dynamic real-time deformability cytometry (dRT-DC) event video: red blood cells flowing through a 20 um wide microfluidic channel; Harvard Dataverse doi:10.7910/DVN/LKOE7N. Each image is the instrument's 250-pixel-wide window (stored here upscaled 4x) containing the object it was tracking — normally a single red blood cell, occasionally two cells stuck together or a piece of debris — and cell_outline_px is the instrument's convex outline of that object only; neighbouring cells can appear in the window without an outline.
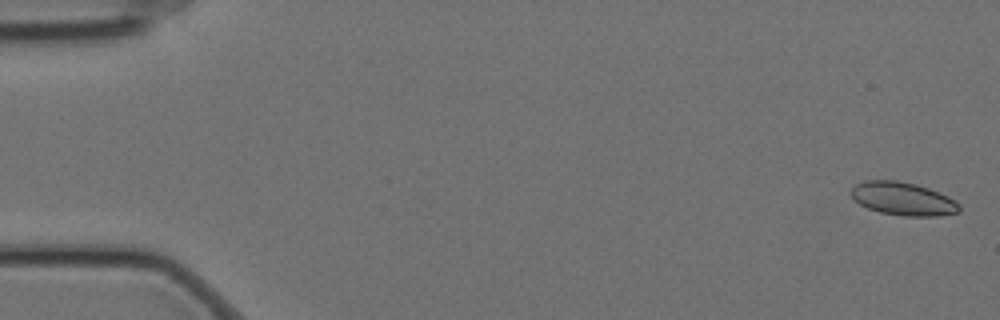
{"species": "Egyptian fruit bat (a non-hibernating species)", "species_latin": "Rousettus aegyptiacus", "temperature_condition": "cold", "stored_images_in_passage": 58, "camera_frame_rate_fps": 3000, "um_per_image_px": 0.085, "animal": {"sex": "female"}, "frame": {"image": 1, "passage_image": 1, "time_ms": 0.0, "image_size_px": [1000, 320], "cell_outline_px": [[960, 212], [940, 216], [904, 216], [880, 212], [868, 208], [860, 204], [848, 192], [856, 184], [864, 180], [896, 180], [916, 184], [928, 188], [948, 196], [960, 204]], "centroid_in_image_um": [76.76, 16.89], "position_along_channel_um": 8.2, "area_um2": 20.98}}
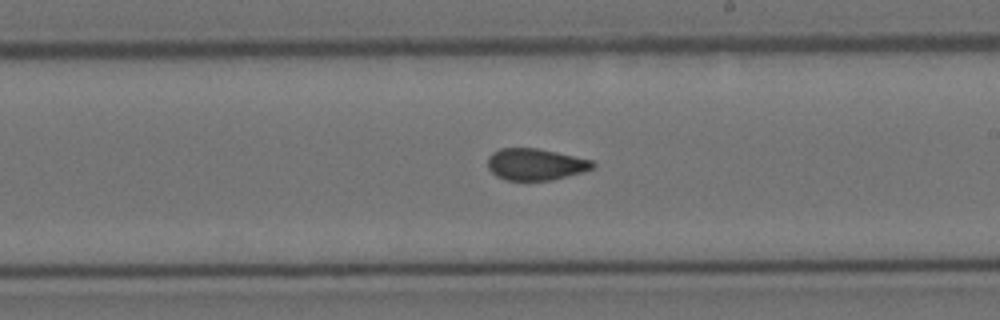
{"frame": {"image": 2, "passage_image": 34, "time_ms": 11.0, "image_size_px": [1000, 320], "cell_outline_px": [[596, 164], [592, 168], [580, 172], [552, 180], [504, 180], [496, 176], [488, 168], [488, 156], [492, 152], [500, 148], [536, 148], [556, 152], [592, 160]], "centroid_in_image_um": [45.47, 13.96], "position_along_channel_um": 243.5, "area_um2": 19.25}}
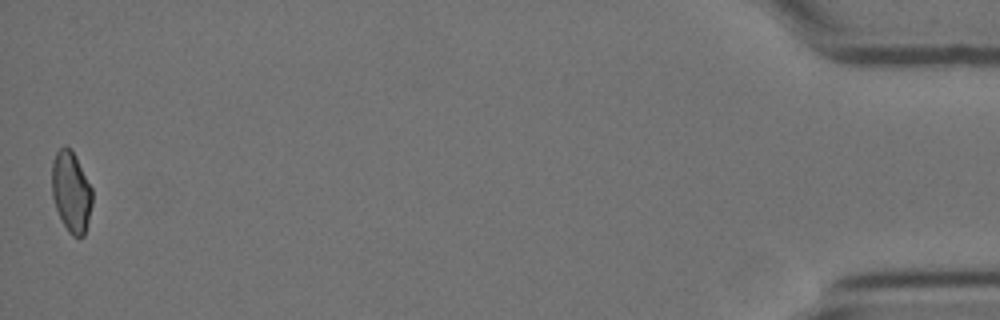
{"frame": {"image": 3, "passage_image": 58, "time_ms": 19.0, "image_size_px": [1000, 320], "cell_outline_px": [[92, 204], [84, 236], [72, 236], [68, 232], [56, 208], [52, 196], [52, 160], [56, 152], [64, 144], [72, 152], [92, 188]], "centroid_in_image_um": [6.04, 16.31], "position_along_channel_um": 429.2, "area_um2": 18.67}, "authors_computed_cell_mechanics": {"area_um2": 20.0566, "velocity_mm_per_s": 3.4707, "shape_relaxation_time_tau1_ms": null, "shape_relaxation_time_tau2_ms": 1.8756, "deformation_change_tau1": null, "deformation_change_tau2": 0.0609}}